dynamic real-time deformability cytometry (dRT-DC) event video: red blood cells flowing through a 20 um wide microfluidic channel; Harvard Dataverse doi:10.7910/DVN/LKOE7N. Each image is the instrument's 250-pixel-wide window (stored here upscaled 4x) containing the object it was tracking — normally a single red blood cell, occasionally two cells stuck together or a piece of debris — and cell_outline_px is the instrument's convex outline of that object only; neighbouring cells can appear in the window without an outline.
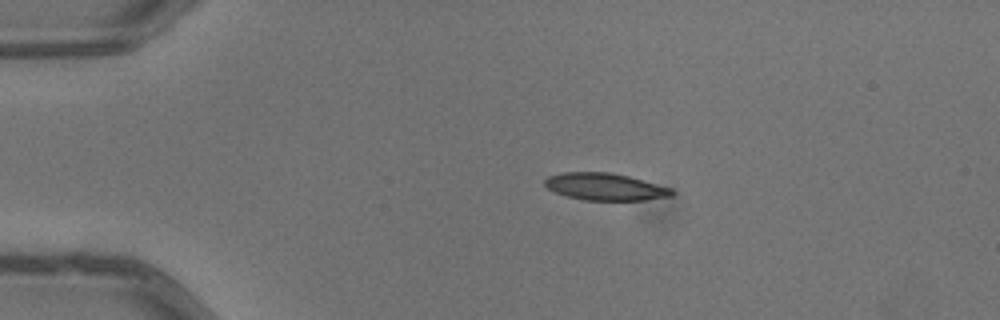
{"species": "common noctule bat (a hibernating species)", "species_latin": "Nyctalus noctula", "temperature_condition": "warm", "stored_images_in_passage": 4, "camera_frame_rate_fps": 3000, "um_per_image_px": 0.085, "animal": {"sex": "male", "body_mass_g": 13.3}, "frame": {"image": 1, "passage_image": 1, "time_ms": 0.0, "image_size_px": [1000, 320], "cell_outline_px": [[676, 192], [672, 196], [644, 200], [584, 200], [568, 196], [556, 192], [548, 188], [544, 184], [544, 180], [548, 176], [560, 172], [608, 172], [628, 176], [672, 188]], "centroid_in_image_um": [51.44, 15.87], "position_along_channel_um": 33.6, "area_um2": 20.06}}
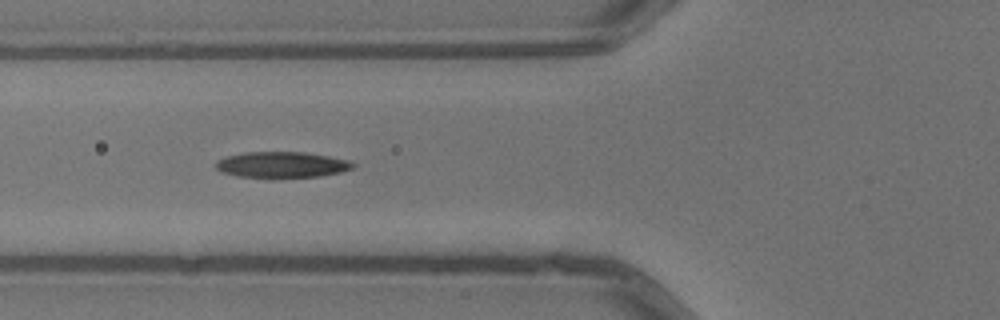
{"frame": {"image": 2, "passage_image": 3, "time_ms": 0.667, "image_size_px": [1000, 320], "cell_outline_px": [[356, 168], [340, 172], [320, 176], [272, 180], [236, 176], [220, 172], [216, 168], [216, 160], [228, 156], [244, 152], [304, 152], [328, 156], [348, 160], [356, 164]], "centroid_in_image_um": [23.94, 14.04], "position_along_channel_um": 101.9, "area_um2": 21.56}}
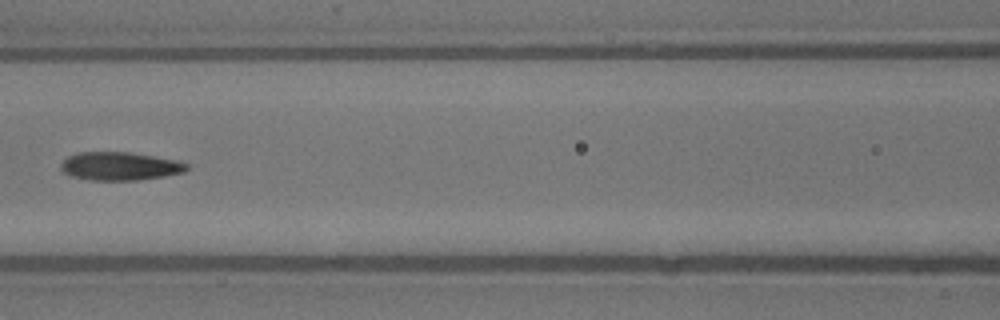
{"frame": {"image": 3, "passage_image": 4, "time_ms": 1.0, "image_size_px": [1000, 320], "cell_outline_px": [[188, 168], [184, 172], [164, 176], [136, 180], [88, 180], [72, 176], [64, 172], [60, 168], [60, 164], [68, 156], [76, 152], [128, 152], [176, 160], [188, 164]], "centroid_in_image_um": [10.16, 14.12], "position_along_channel_um": 156.4, "area_um2": 20.63}}